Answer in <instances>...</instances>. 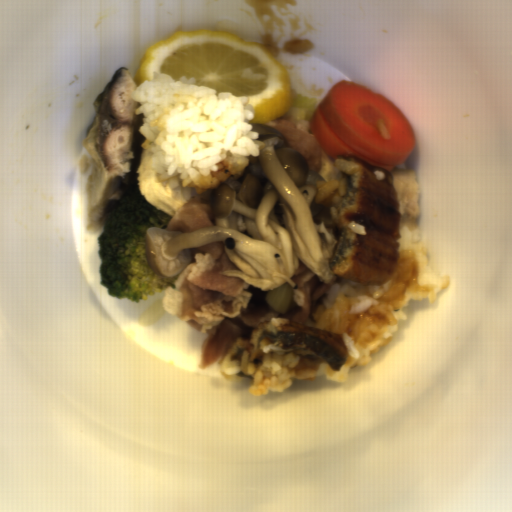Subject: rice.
I'll return each mask as SVG.
<instances>
[{"mask_svg":"<svg viewBox=\"0 0 512 512\" xmlns=\"http://www.w3.org/2000/svg\"><path fill=\"white\" fill-rule=\"evenodd\" d=\"M153 79L131 93L143 114L141 147L150 157L158 182L197 192L220 189L242 176L251 155L266 145L245 119L255 117L250 96H234L196 84L192 75L174 79L152 71Z\"/></svg>","mask_w":512,"mask_h":512,"instance_id":"rice-1","label":"rice"},{"mask_svg":"<svg viewBox=\"0 0 512 512\" xmlns=\"http://www.w3.org/2000/svg\"><path fill=\"white\" fill-rule=\"evenodd\" d=\"M395 242L399 250L392 279L381 285H358L344 278L332 285L322 300L330 310L340 293L357 299L349 308L343 332L349 357L338 371L327 366V381L347 382L351 368L373 361L371 355L388 346L398 331L399 320H408L403 308L412 298L433 305L450 286V275L441 276L430 263L416 219L399 216V238Z\"/></svg>","mask_w":512,"mask_h":512,"instance_id":"rice-2","label":"rice"},{"mask_svg":"<svg viewBox=\"0 0 512 512\" xmlns=\"http://www.w3.org/2000/svg\"><path fill=\"white\" fill-rule=\"evenodd\" d=\"M261 349L264 355L259 360L250 359L249 351H243L240 368L250 374V392L265 396L268 391L282 392L290 387L292 379L299 381L314 380L319 364L305 361L289 350L275 347L273 343L263 340Z\"/></svg>","mask_w":512,"mask_h":512,"instance_id":"rice-3","label":"rice"}]
</instances>
